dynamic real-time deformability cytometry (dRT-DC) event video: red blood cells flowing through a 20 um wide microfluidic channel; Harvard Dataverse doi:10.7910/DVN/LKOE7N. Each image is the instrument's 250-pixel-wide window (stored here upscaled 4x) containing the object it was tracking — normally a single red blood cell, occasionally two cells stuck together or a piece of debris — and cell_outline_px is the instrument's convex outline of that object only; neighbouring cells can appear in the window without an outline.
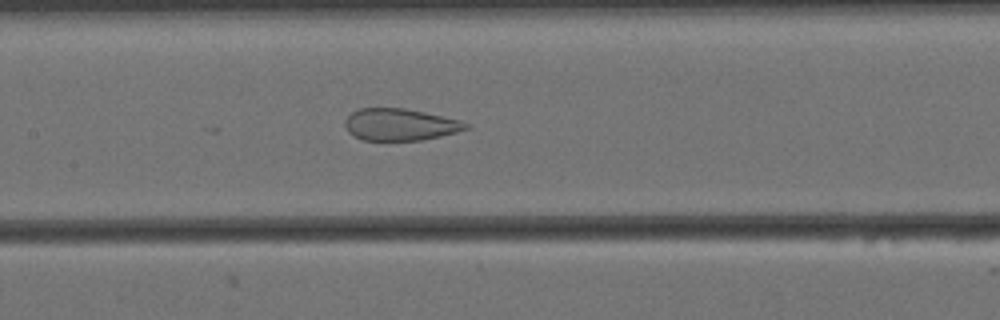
{"species": "Egyptian fruit bat (a non-hibernating species)", "species_latin": "Rousettus aegyptiacus", "temperature_condition": "cold", "stored_images_in_passage": 31, "camera_frame_rate_fps": 3000, "um_per_image_px": 0.085, "animal": {"sex": "female"}, "frame": {"image": 1, "passage_image": 26, "time_ms": 8.333, "image_size_px": [1000, 320], "cell_outline_px": [[468, 128], [456, 132], [440, 136], [420, 140], [364, 140], [348, 132], [344, 124], [344, 120], [352, 112], [360, 108], [404, 108], [424, 112], [460, 120], [468, 124]], "centroid_in_image_um": [33.98, 10.58], "position_along_channel_um": 173.4, "area_um2": 22.25}}
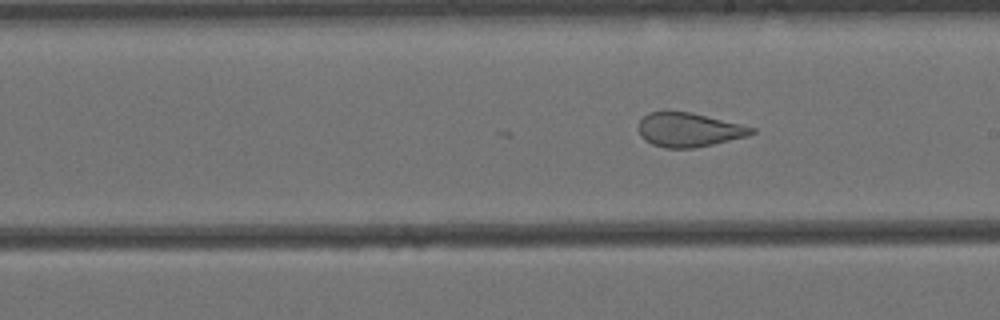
{"frame": {"image": 2, "passage_image": 31, "time_ms": 10.0, "image_size_px": [1000, 320], "cell_outline_px": [[756, 132], [748, 136], [712, 144], [692, 148], [664, 148], [652, 144], [644, 140], [640, 136], [636, 128], [640, 120], [648, 112], [692, 112], [756, 128]], "centroid_in_image_um": [58.52, 11.03], "position_along_channel_um": 230.5, "area_um2": 22.48}}